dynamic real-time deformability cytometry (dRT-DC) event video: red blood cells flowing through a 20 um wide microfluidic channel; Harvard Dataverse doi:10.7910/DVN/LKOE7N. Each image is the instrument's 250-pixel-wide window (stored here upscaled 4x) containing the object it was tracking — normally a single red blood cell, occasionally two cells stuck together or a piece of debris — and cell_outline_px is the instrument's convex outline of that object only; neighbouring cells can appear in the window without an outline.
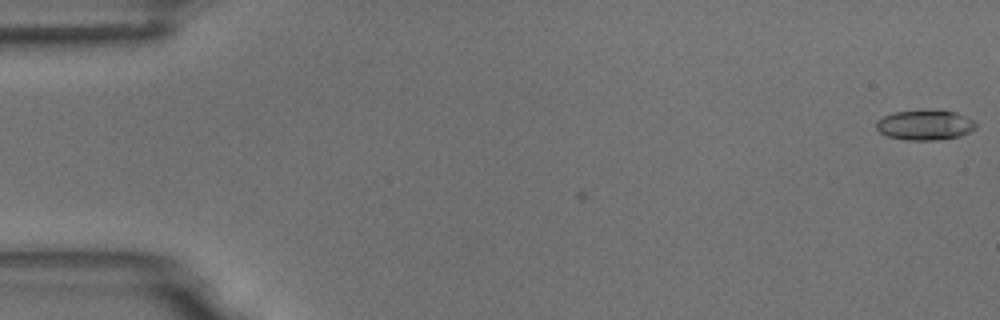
{"species": "common noctule bat (a hibernating species)", "species_latin": "Nyctalus noctula", "temperature_condition": "room temperature", "stored_images_in_passage": 8, "camera_frame_rate_fps": 3000, "um_per_image_px": 0.085, "animal": {"sex": "male", "body_mass_g": 18.8}, "frame": {"image": 1, "passage_image": 1, "time_ms": 0.0, "image_size_px": [1000, 320], "cell_outline_px": [[976, 128], [960, 136], [936, 140], [904, 140], [888, 136], [880, 132], [876, 128], [876, 120], [884, 116], [896, 112], [956, 112], [976, 120]], "centroid_in_image_um": [78.63, 10.66], "position_along_channel_um": 6.4, "area_um2": 16.99}}
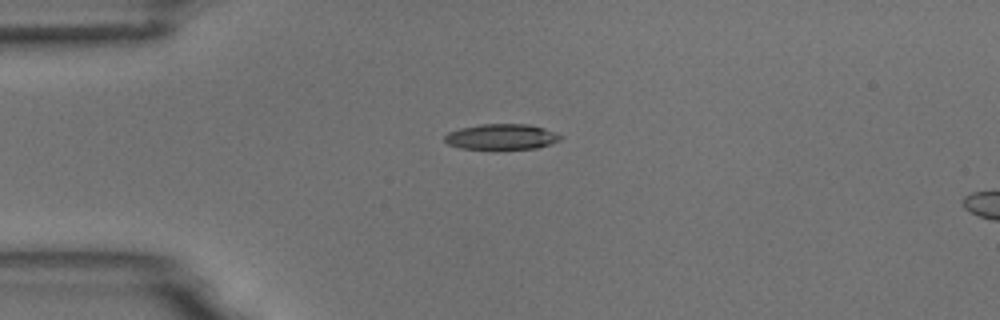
{"frame": {"image": 2, "passage_image": 4, "time_ms": 4.333, "image_size_px": [1000, 320], "cell_outline_px": [[564, 136], [560, 140], [552, 144], [536, 148], [460, 148], [448, 144], [444, 140], [444, 136], [448, 132], [460, 128], [480, 124], [528, 124], [544, 128]], "centroid_in_image_um": [42.64, 11.61], "position_along_channel_um": 42.4, "area_um2": 17.11}}